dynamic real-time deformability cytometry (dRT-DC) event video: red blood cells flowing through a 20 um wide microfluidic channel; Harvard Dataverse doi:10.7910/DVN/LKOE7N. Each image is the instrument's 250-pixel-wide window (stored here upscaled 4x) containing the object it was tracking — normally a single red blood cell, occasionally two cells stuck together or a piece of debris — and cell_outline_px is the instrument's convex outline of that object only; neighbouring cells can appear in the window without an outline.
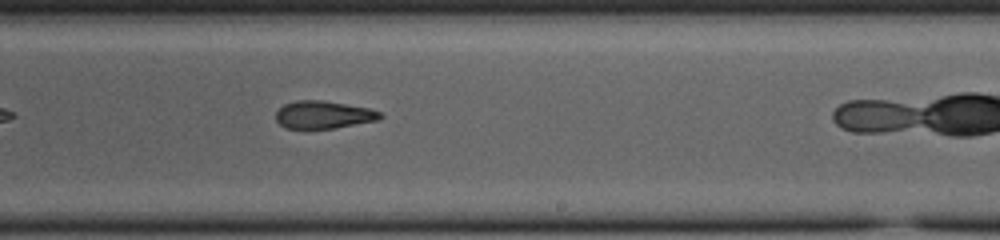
{"species": "common noctule bat (a hibernating species)", "species_latin": "Nyctalus noctula", "temperature_condition": "cold", "stored_images_in_passage": 27, "camera_frame_rate_fps": 3000, "um_per_image_px": 0.085, "animal": {"sex": "female", "body_mass_g": 23.0, "forearm_length_mm": 53.4}, "frame": {"image": 1, "passage_image": 16, "time_ms": 5.0, "image_size_px": [1000, 240], "cell_outline_px": [[384, 116], [380, 120], [336, 128], [284, 128], [276, 120], [276, 112], [284, 104], [296, 100], [320, 100], [368, 108], [380, 112]], "centroid_in_image_um": [27.5, 9.76], "position_along_channel_um": 261.5, "area_um2": 16.76}}